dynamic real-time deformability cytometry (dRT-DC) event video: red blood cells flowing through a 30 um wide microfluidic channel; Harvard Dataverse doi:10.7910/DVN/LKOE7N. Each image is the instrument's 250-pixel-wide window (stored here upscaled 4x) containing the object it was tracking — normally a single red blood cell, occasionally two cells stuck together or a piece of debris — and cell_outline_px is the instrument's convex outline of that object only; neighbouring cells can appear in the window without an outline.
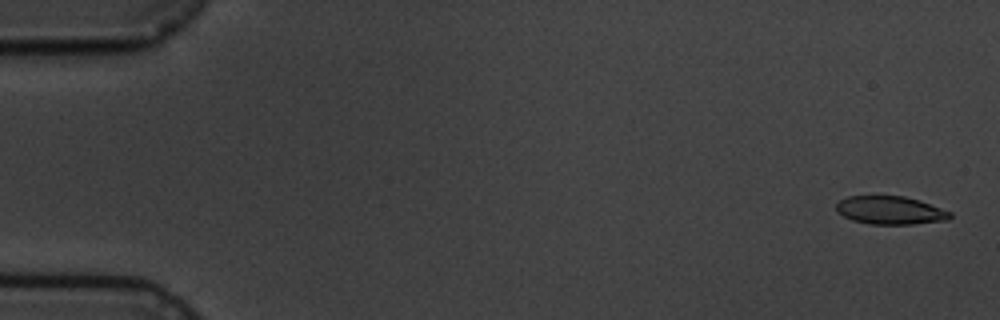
{"species": "common noctule bat (a hibernating species)", "species_latin": "Nyctalus noctula", "temperature_condition": "cold", "stored_images_in_passage": 15, "camera_frame_rate_fps": 3000, "um_per_image_px": 0.085, "animal": {"sex": "male", "body_mass_g": 19.5, "forearm_length_mm": 54.6}, "frame": {"image": 1, "passage_image": 1, "time_ms": 0.0, "image_size_px": [1000, 320], "cell_outline_px": [[952, 216], [948, 220], [912, 224], [868, 224], [852, 220], [836, 212], [836, 204], [840, 200], [848, 196], [904, 196], [920, 200], [952, 212]], "centroid_in_image_um": [75.68, 17.87], "position_along_channel_um": 9.3, "area_um2": 18.79}}
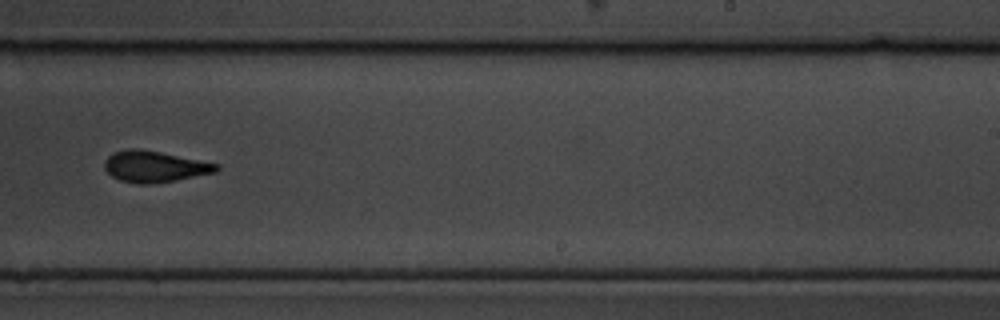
{"frame": {"image": 2, "passage_image": 10, "time_ms": 11.333, "image_size_px": [1000, 320], "cell_outline_px": [[220, 168], [216, 172], [176, 180], [152, 184], [140, 184], [120, 180], [112, 176], [104, 168], [104, 160], [112, 152], [128, 148], [140, 148], [220, 164]], "centroid_in_image_um": [13.12, 14.15], "position_along_channel_um": 275.9, "area_um2": 20.46}}
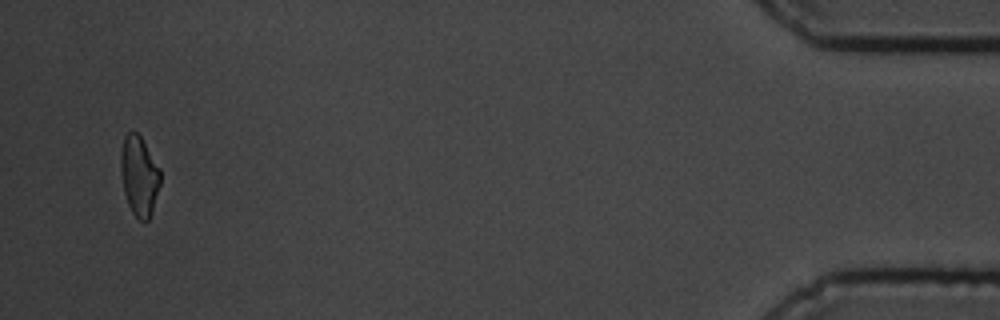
{"frame": {"image": 3, "passage_image": 15, "time_ms": 17.667, "image_size_px": [1000, 320], "cell_outline_px": [[160, 184], [152, 212], [148, 220], [144, 224], [132, 212], [128, 204], [124, 192], [120, 168], [120, 152], [124, 136], [128, 132], [136, 132], [140, 136], [160, 168]], "centroid_in_image_um": [11.82, 14.96], "position_along_channel_um": 423.4, "area_um2": 18.44}, "authors_computed_cell_mechanics": {"area_um2": 20.0566, "velocity_mm_per_s": 3.5723, "shape_relaxation_time_tau1_ms": 5.3801, "shape_relaxation_time_tau2_ms": 1.743, "deformation_change_tau1": 0.1802, "deformation_change_tau2": 0.0933}}